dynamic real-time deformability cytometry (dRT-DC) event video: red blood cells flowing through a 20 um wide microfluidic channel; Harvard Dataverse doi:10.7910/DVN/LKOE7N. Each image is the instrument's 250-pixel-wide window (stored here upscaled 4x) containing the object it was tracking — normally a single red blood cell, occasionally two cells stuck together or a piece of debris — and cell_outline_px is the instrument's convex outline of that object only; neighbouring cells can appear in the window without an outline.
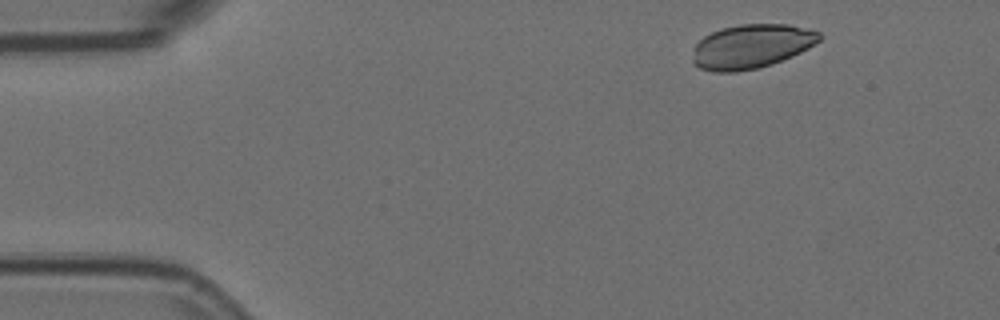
{"species": "Egyptian fruit bat (a non-hibernating species)", "species_latin": "Rousettus aegyptiacus", "temperature_condition": "room temperature", "stored_images_in_passage": 5, "camera_frame_rate_fps": 3000, "um_per_image_px": 0.085, "animal": {"sex": "female"}, "frame": {"image": 1, "passage_image": 1, "time_ms": 0.0, "image_size_px": [1000, 320], "cell_outline_px": [[824, 36], [816, 44], [792, 56], [772, 64], [756, 68], [736, 72], [712, 72], [700, 68], [692, 60], [692, 48], [704, 36], [712, 32], [724, 28], [740, 24], [788, 24], [820, 32]], "centroid_in_image_um": [63.87, 3.94], "position_along_channel_um": 21.1, "area_um2": 32.66}}
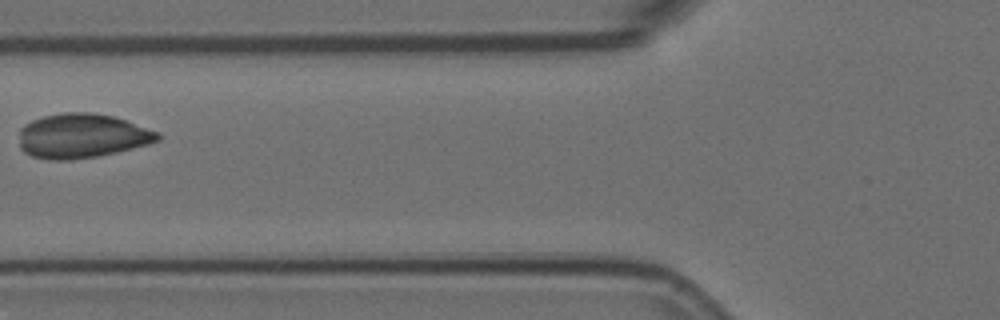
{"frame": {"image": 2, "passage_image": 5, "time_ms": 1.333, "image_size_px": [1000, 320], "cell_outline_px": [[160, 140], [148, 144], [116, 152], [96, 156], [68, 160], [48, 160], [32, 156], [24, 152], [20, 148], [20, 128], [24, 124], [32, 120], [44, 116], [64, 112], [92, 112], [112, 116], [160, 132]], "centroid_in_image_um": [6.94, 11.55], "position_along_channel_um": 118.9, "area_um2": 35.84}}